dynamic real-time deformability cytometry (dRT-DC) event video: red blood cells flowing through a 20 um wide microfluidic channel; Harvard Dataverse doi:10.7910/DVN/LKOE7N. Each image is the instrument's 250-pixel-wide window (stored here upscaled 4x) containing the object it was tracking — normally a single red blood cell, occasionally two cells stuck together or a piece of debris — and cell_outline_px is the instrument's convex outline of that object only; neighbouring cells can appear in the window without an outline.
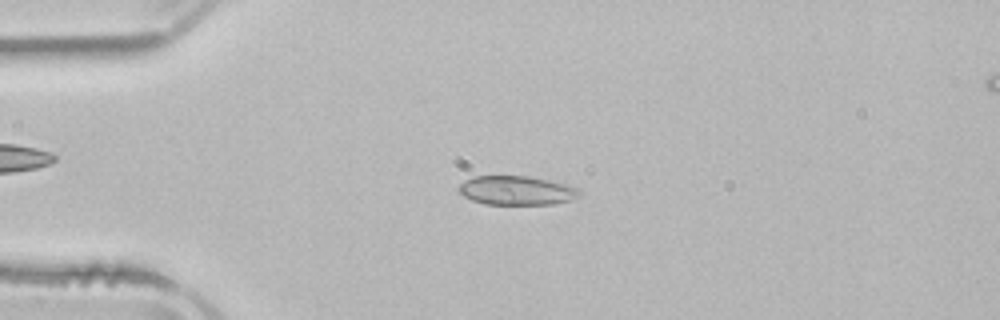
{"species": "common noctule bat (a hibernating species)", "species_latin": "Nyctalus noctula", "temperature_condition": "room temperature", "stored_images_in_passage": 4, "camera_frame_rate_fps": 3000, "um_per_image_px": 0.085, "animal": {"sex": "male", "body_mass_g": 21.5, "forearm_length_mm": 52.0}, "frame": {"image": 1, "passage_image": 3, "time_ms": 3.0, "image_size_px": [1000, 320], "cell_outline_px": [[580, 196], [556, 204], [484, 204], [472, 200], [464, 196], [456, 188], [464, 180], [476, 176], [528, 176], [548, 180], [564, 184], [576, 188], [580, 192]], "centroid_in_image_um": [43.86, 16.19], "position_along_channel_um": 41.1, "area_um2": 20.29}}